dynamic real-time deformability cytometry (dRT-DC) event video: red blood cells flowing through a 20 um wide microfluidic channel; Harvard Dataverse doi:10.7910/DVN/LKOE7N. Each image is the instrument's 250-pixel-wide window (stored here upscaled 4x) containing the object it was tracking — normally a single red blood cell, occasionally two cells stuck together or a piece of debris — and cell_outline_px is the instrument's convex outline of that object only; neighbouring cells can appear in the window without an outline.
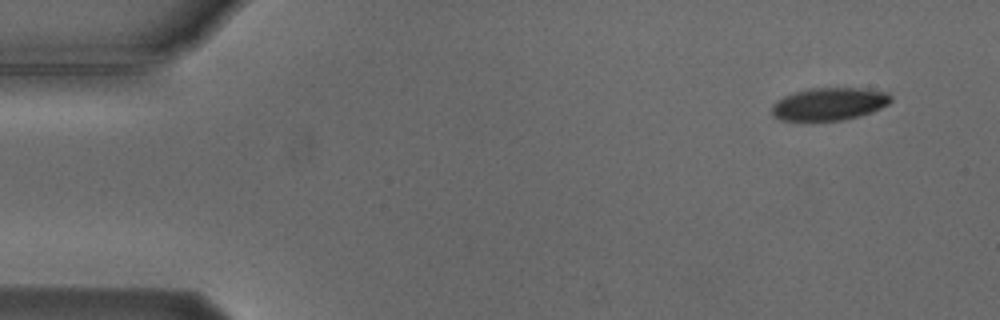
{"species": "Egyptian fruit bat (a non-hibernating species)", "species_latin": "Rousettus aegyptiacus", "temperature_condition": "cold", "stored_images_in_passage": 5, "camera_frame_rate_fps": 3000, "um_per_image_px": 0.085, "animal": {"sex": "male"}, "frame": {"image": 1, "passage_image": 1, "time_ms": 0.0, "image_size_px": [1000, 320], "cell_outline_px": [[892, 100], [888, 104], [872, 112], [840, 120], [780, 120], [772, 116], [772, 104], [776, 100], [784, 96], [808, 88], [864, 88], [888, 92], [892, 96]], "centroid_in_image_um": [70.48, 8.82], "position_along_channel_um": 14.5, "area_um2": 22.6}}
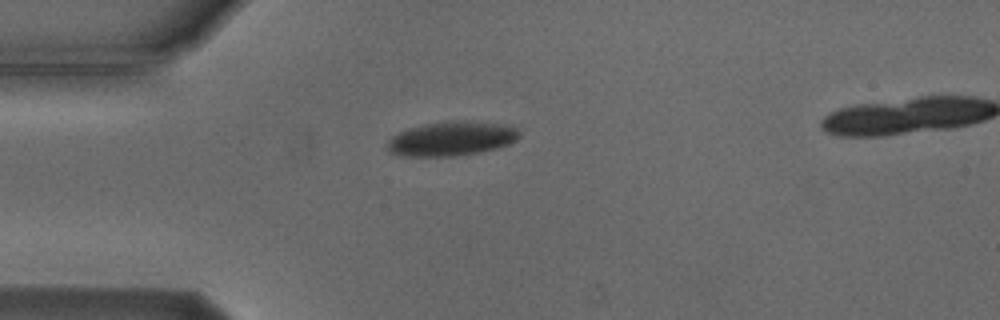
{"frame": {"image": 2, "passage_image": 4, "time_ms": 3.333, "image_size_px": [1000, 320], "cell_outline_px": [[520, 136], [516, 140], [508, 144], [496, 148], [480, 152], [456, 156], [404, 156], [388, 152], [388, 140], [392, 136], [408, 128], [424, 124], [448, 120], [468, 120], [496, 124], [516, 128], [520, 132]], "centroid_in_image_um": [38.36, 11.78], "position_along_channel_um": 46.6, "area_um2": 26.36}}